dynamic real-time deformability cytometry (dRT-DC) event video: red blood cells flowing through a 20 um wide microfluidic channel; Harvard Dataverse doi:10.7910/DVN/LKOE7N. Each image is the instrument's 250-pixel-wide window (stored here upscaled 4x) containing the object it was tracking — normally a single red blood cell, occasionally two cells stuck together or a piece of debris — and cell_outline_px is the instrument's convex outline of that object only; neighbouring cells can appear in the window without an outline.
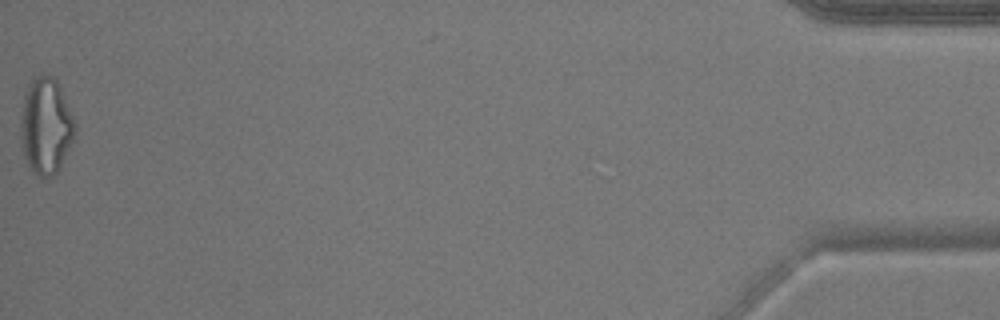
{"species": "common noctule bat (a hibernating species)", "species_latin": "Nyctalus noctula", "temperature_condition": "warm", "stored_images_in_passage": 47, "camera_frame_rate_fps": 3000, "um_per_image_px": 0.085, "animal": {"sex": "male", "body_mass_g": 17.9}, "frame": {"image": 1, "passage_image": 47, "time_ms": 15.333, "image_size_px": [1000, 320], "cell_outline_px": [[76, 128], [72, 140], [56, 172], [52, 176], [36, 176], [28, 168], [24, 156], [20, 136], [20, 120], [24, 96], [28, 84], [36, 76], [52, 76], [56, 80], [60, 88], [76, 124]], "centroid_in_image_um": [3.86, 10.72], "position_along_channel_um": 431.3, "area_um2": 30.06}}